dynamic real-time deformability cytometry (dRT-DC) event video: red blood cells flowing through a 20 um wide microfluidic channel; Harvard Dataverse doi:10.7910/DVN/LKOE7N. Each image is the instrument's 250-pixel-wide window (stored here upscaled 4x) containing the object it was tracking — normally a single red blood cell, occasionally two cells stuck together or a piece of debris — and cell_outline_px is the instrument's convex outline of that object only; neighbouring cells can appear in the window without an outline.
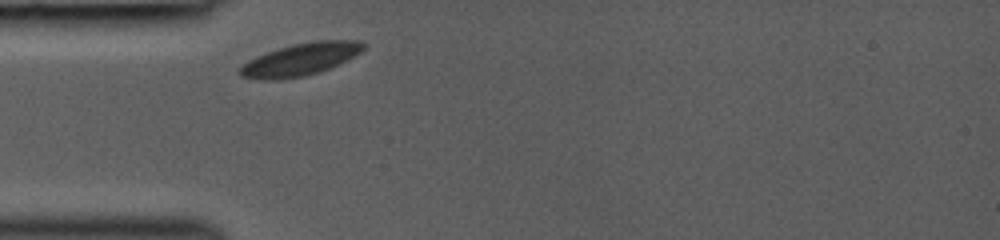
{"species": "common noctule bat (a hibernating species)", "species_latin": "Nyctalus noctula", "temperature_condition": "room temperature", "stored_images_in_passage": 4, "camera_frame_rate_fps": 3000, "um_per_image_px": 0.085, "animal": {"sex": "female", "body_mass_g": 19.0, "forearm_length_mm": 53.3}, "frame": {"image": 1, "passage_image": 1, "time_ms": 0.0, "image_size_px": [1000, 240], "cell_outline_px": [[368, 44], [360, 52], [320, 72], [304, 76], [276, 80], [264, 80], [240, 76], [240, 68], [248, 60], [256, 56], [292, 44], [312, 40], [364, 40]], "centroid_in_image_um": [25.55, 5.03], "position_along_channel_um": 59.4, "area_um2": 23.12}}
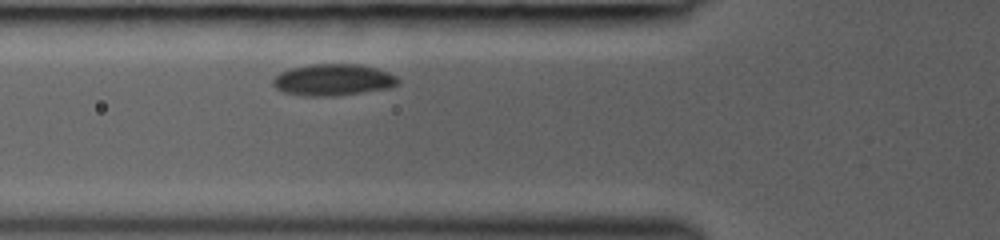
{"frame": {"image": 2, "passage_image": 4, "time_ms": 1.0, "image_size_px": [1000, 240], "cell_outline_px": [[400, 84], [388, 88], [364, 92], [336, 96], [304, 96], [284, 92], [276, 88], [272, 84], [272, 80], [280, 72], [292, 68], [316, 64], [360, 64], [376, 68], [388, 72], [396, 76], [400, 80]], "centroid_in_image_um": [28.34, 6.79], "position_along_channel_um": 97.5, "area_um2": 23.06}}